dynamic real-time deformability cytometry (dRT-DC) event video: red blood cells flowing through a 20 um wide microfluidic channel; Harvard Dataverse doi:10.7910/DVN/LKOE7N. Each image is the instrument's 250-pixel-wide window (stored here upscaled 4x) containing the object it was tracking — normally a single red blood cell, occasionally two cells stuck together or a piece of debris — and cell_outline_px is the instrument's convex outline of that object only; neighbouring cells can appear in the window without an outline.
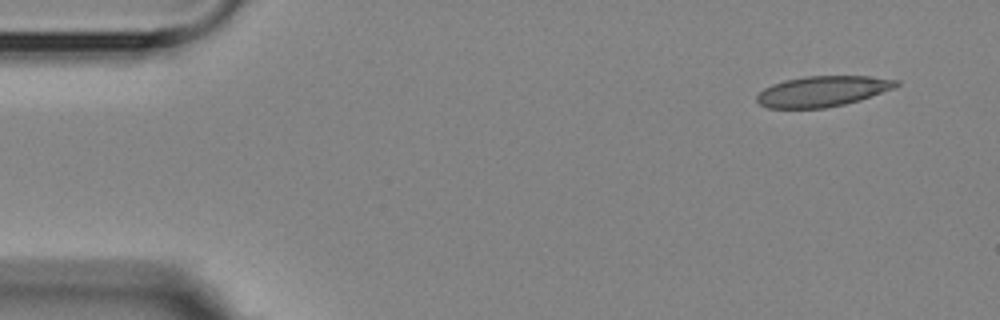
{"species": "Egyptian fruit bat (a non-hibernating species)", "species_latin": "Rousettus aegyptiacus", "temperature_condition": "room temperature", "stored_images_in_passage": 4, "camera_frame_rate_fps": 3000, "um_per_image_px": 0.085, "animal": {"sex": "female"}, "frame": {"image": 1, "passage_image": 1, "time_ms": 0.0, "image_size_px": [1000, 320], "cell_outline_px": [[900, 84], [896, 88], [860, 100], [844, 104], [824, 108], [768, 108], [760, 104], [756, 100], [756, 96], [764, 88], [772, 84], [784, 80], [804, 76], [868, 76], [900, 80]], "centroid_in_image_um": [69.94, 7.75], "position_along_channel_um": 15.1, "area_um2": 24.97}}